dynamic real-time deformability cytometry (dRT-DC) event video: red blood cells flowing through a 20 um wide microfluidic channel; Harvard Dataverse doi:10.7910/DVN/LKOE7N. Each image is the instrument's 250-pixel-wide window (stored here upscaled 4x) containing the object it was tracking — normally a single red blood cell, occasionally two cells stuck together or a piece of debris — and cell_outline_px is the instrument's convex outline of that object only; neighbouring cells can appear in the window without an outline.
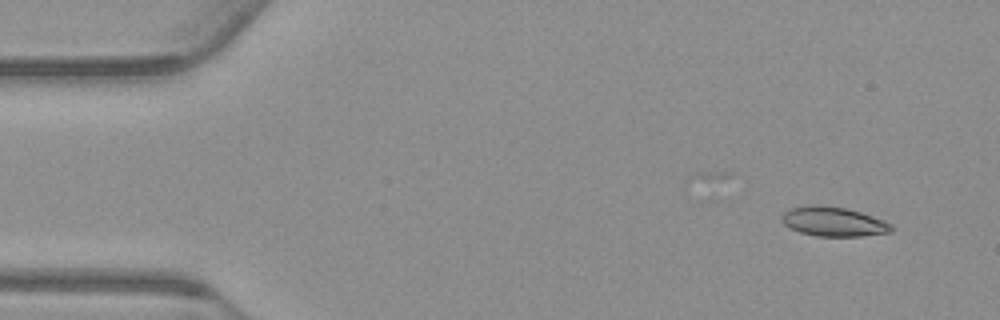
{"species": "common noctule bat (a hibernating species)", "species_latin": "Nyctalus noctula", "temperature_condition": "warm", "stored_images_in_passage": 29, "camera_frame_rate_fps": 3000, "um_per_image_px": 0.085, "animal": {"sex": "male", "body_mass_g": 23.1, "forearm_length_mm": 52.7}, "frame": {"image": 1, "passage_image": 1, "time_ms": 0.0, "image_size_px": [1000, 320], "cell_outline_px": [[892, 232], [860, 236], [816, 236], [800, 232], [784, 224], [780, 220], [780, 216], [784, 212], [792, 208], [808, 204], [816, 204], [844, 208], [860, 212], [884, 220], [892, 224]], "centroid_in_image_um": [70.83, 18.83], "position_along_channel_um": 14.2, "area_um2": 18.79}}
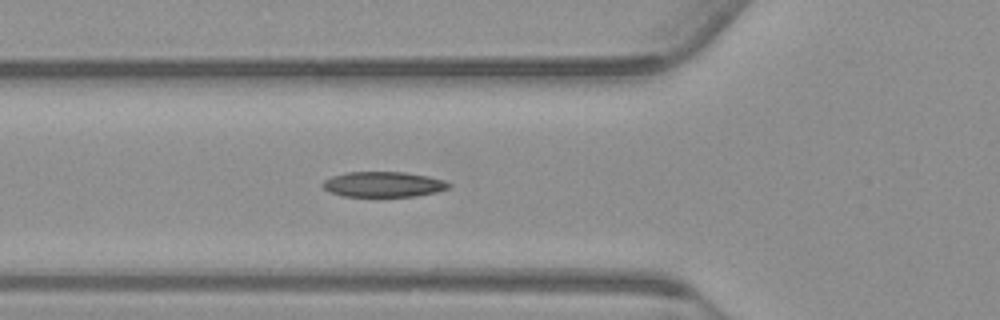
{"frame": {"image": 2, "passage_image": 16, "time_ms": 5.0, "image_size_px": [1000, 320], "cell_outline_px": [[452, 184], [448, 188], [436, 192], [416, 196], [344, 196], [328, 192], [320, 184], [324, 180], [332, 176], [344, 172], [404, 172], [428, 176], [444, 180]], "centroid_in_image_um": [32.56, 15.66], "position_along_channel_um": 93.2, "area_um2": 18.67}}
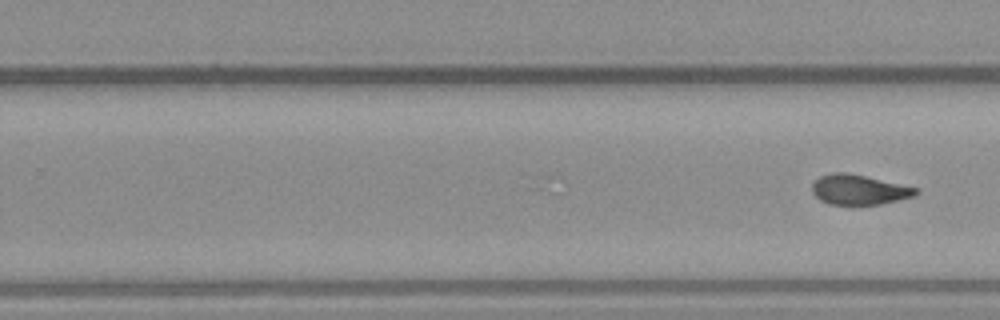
{"frame": {"image": 3, "passage_image": 29, "time_ms": 9.333, "image_size_px": [1000, 320], "cell_outline_px": [[920, 192], [916, 196], [880, 204], [828, 204], [820, 200], [812, 192], [812, 184], [820, 176], [832, 172], [844, 172], [864, 176], [920, 188]], "centroid_in_image_um": [73.04, 16.12], "position_along_channel_um": 256.8, "area_um2": 18.09}}